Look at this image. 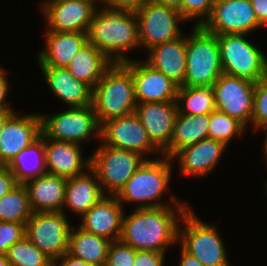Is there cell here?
<instances>
[{
	"mask_svg": "<svg viewBox=\"0 0 267 266\" xmlns=\"http://www.w3.org/2000/svg\"><path fill=\"white\" fill-rule=\"evenodd\" d=\"M8 71L0 66V110H13L11 105H8L5 100L9 91V82L6 77Z\"/></svg>",
	"mask_w": 267,
	"mask_h": 266,
	"instance_id": "42",
	"label": "cell"
},
{
	"mask_svg": "<svg viewBox=\"0 0 267 266\" xmlns=\"http://www.w3.org/2000/svg\"><path fill=\"white\" fill-rule=\"evenodd\" d=\"M209 114L177 113L169 146L162 155L171 158L180 149L208 138Z\"/></svg>",
	"mask_w": 267,
	"mask_h": 266,
	"instance_id": "27",
	"label": "cell"
},
{
	"mask_svg": "<svg viewBox=\"0 0 267 266\" xmlns=\"http://www.w3.org/2000/svg\"><path fill=\"white\" fill-rule=\"evenodd\" d=\"M7 167L12 171L16 181L21 184L46 173L44 134L41 132V135L21 150Z\"/></svg>",
	"mask_w": 267,
	"mask_h": 266,
	"instance_id": "30",
	"label": "cell"
},
{
	"mask_svg": "<svg viewBox=\"0 0 267 266\" xmlns=\"http://www.w3.org/2000/svg\"><path fill=\"white\" fill-rule=\"evenodd\" d=\"M45 30V46L37 57L39 66L66 68L88 41L87 33Z\"/></svg>",
	"mask_w": 267,
	"mask_h": 266,
	"instance_id": "24",
	"label": "cell"
},
{
	"mask_svg": "<svg viewBox=\"0 0 267 266\" xmlns=\"http://www.w3.org/2000/svg\"><path fill=\"white\" fill-rule=\"evenodd\" d=\"M44 1H61V0H44Z\"/></svg>",
	"mask_w": 267,
	"mask_h": 266,
	"instance_id": "52",
	"label": "cell"
},
{
	"mask_svg": "<svg viewBox=\"0 0 267 266\" xmlns=\"http://www.w3.org/2000/svg\"><path fill=\"white\" fill-rule=\"evenodd\" d=\"M136 250L119 240L112 241L107 252L105 266H133Z\"/></svg>",
	"mask_w": 267,
	"mask_h": 266,
	"instance_id": "37",
	"label": "cell"
},
{
	"mask_svg": "<svg viewBox=\"0 0 267 266\" xmlns=\"http://www.w3.org/2000/svg\"><path fill=\"white\" fill-rule=\"evenodd\" d=\"M0 266H10L6 254H0Z\"/></svg>",
	"mask_w": 267,
	"mask_h": 266,
	"instance_id": "49",
	"label": "cell"
},
{
	"mask_svg": "<svg viewBox=\"0 0 267 266\" xmlns=\"http://www.w3.org/2000/svg\"><path fill=\"white\" fill-rule=\"evenodd\" d=\"M153 1L157 4L169 6L175 9H179L180 5L183 2V0H153Z\"/></svg>",
	"mask_w": 267,
	"mask_h": 266,
	"instance_id": "47",
	"label": "cell"
},
{
	"mask_svg": "<svg viewBox=\"0 0 267 266\" xmlns=\"http://www.w3.org/2000/svg\"><path fill=\"white\" fill-rule=\"evenodd\" d=\"M176 104L180 114H210L215 110L213 85L178 86Z\"/></svg>",
	"mask_w": 267,
	"mask_h": 266,
	"instance_id": "31",
	"label": "cell"
},
{
	"mask_svg": "<svg viewBox=\"0 0 267 266\" xmlns=\"http://www.w3.org/2000/svg\"><path fill=\"white\" fill-rule=\"evenodd\" d=\"M10 266H53V260L26 236L14 243L6 253Z\"/></svg>",
	"mask_w": 267,
	"mask_h": 266,
	"instance_id": "33",
	"label": "cell"
},
{
	"mask_svg": "<svg viewBox=\"0 0 267 266\" xmlns=\"http://www.w3.org/2000/svg\"><path fill=\"white\" fill-rule=\"evenodd\" d=\"M202 27L209 33L250 34L262 26L258 23L250 0H224L213 5Z\"/></svg>",
	"mask_w": 267,
	"mask_h": 266,
	"instance_id": "15",
	"label": "cell"
},
{
	"mask_svg": "<svg viewBox=\"0 0 267 266\" xmlns=\"http://www.w3.org/2000/svg\"><path fill=\"white\" fill-rule=\"evenodd\" d=\"M15 110H0V134L3 131L7 120L15 113Z\"/></svg>",
	"mask_w": 267,
	"mask_h": 266,
	"instance_id": "46",
	"label": "cell"
},
{
	"mask_svg": "<svg viewBox=\"0 0 267 266\" xmlns=\"http://www.w3.org/2000/svg\"><path fill=\"white\" fill-rule=\"evenodd\" d=\"M87 40L113 63L131 60L126 52L140 47L136 13L104 7L96 10L87 31Z\"/></svg>",
	"mask_w": 267,
	"mask_h": 266,
	"instance_id": "2",
	"label": "cell"
},
{
	"mask_svg": "<svg viewBox=\"0 0 267 266\" xmlns=\"http://www.w3.org/2000/svg\"><path fill=\"white\" fill-rule=\"evenodd\" d=\"M44 148L48 173L68 179L90 168V156L84 160L79 144L49 139L44 135Z\"/></svg>",
	"mask_w": 267,
	"mask_h": 266,
	"instance_id": "21",
	"label": "cell"
},
{
	"mask_svg": "<svg viewBox=\"0 0 267 266\" xmlns=\"http://www.w3.org/2000/svg\"><path fill=\"white\" fill-rule=\"evenodd\" d=\"M258 23L267 26V0H250Z\"/></svg>",
	"mask_w": 267,
	"mask_h": 266,
	"instance_id": "43",
	"label": "cell"
},
{
	"mask_svg": "<svg viewBox=\"0 0 267 266\" xmlns=\"http://www.w3.org/2000/svg\"><path fill=\"white\" fill-rule=\"evenodd\" d=\"M173 206V207H172ZM188 204L155 208H136L122 218L119 241L136 251L165 253L167 247L178 243V229Z\"/></svg>",
	"mask_w": 267,
	"mask_h": 266,
	"instance_id": "1",
	"label": "cell"
},
{
	"mask_svg": "<svg viewBox=\"0 0 267 266\" xmlns=\"http://www.w3.org/2000/svg\"><path fill=\"white\" fill-rule=\"evenodd\" d=\"M41 135V114L14 113L0 134V165H8Z\"/></svg>",
	"mask_w": 267,
	"mask_h": 266,
	"instance_id": "17",
	"label": "cell"
},
{
	"mask_svg": "<svg viewBox=\"0 0 267 266\" xmlns=\"http://www.w3.org/2000/svg\"><path fill=\"white\" fill-rule=\"evenodd\" d=\"M180 264L178 266H204L195 256L191 255L181 247Z\"/></svg>",
	"mask_w": 267,
	"mask_h": 266,
	"instance_id": "45",
	"label": "cell"
},
{
	"mask_svg": "<svg viewBox=\"0 0 267 266\" xmlns=\"http://www.w3.org/2000/svg\"><path fill=\"white\" fill-rule=\"evenodd\" d=\"M227 145L219 140L205 138L177 151L171 160H177L182 175L202 177L218 165Z\"/></svg>",
	"mask_w": 267,
	"mask_h": 266,
	"instance_id": "19",
	"label": "cell"
},
{
	"mask_svg": "<svg viewBox=\"0 0 267 266\" xmlns=\"http://www.w3.org/2000/svg\"><path fill=\"white\" fill-rule=\"evenodd\" d=\"M140 47L147 50L182 36L180 24L186 20L178 9L160 5L153 0L144 3L136 12Z\"/></svg>",
	"mask_w": 267,
	"mask_h": 266,
	"instance_id": "10",
	"label": "cell"
},
{
	"mask_svg": "<svg viewBox=\"0 0 267 266\" xmlns=\"http://www.w3.org/2000/svg\"><path fill=\"white\" fill-rule=\"evenodd\" d=\"M19 183L7 165H0V198L11 191Z\"/></svg>",
	"mask_w": 267,
	"mask_h": 266,
	"instance_id": "41",
	"label": "cell"
},
{
	"mask_svg": "<svg viewBox=\"0 0 267 266\" xmlns=\"http://www.w3.org/2000/svg\"><path fill=\"white\" fill-rule=\"evenodd\" d=\"M264 129V133L266 131V135H265V141L264 143V149H263V159L265 158L267 160V125H265L263 128H261V130Z\"/></svg>",
	"mask_w": 267,
	"mask_h": 266,
	"instance_id": "48",
	"label": "cell"
},
{
	"mask_svg": "<svg viewBox=\"0 0 267 266\" xmlns=\"http://www.w3.org/2000/svg\"><path fill=\"white\" fill-rule=\"evenodd\" d=\"M100 141L113 148L135 151L143 155L162 152L152 143L138 115L134 112L112 118L101 124Z\"/></svg>",
	"mask_w": 267,
	"mask_h": 266,
	"instance_id": "13",
	"label": "cell"
},
{
	"mask_svg": "<svg viewBox=\"0 0 267 266\" xmlns=\"http://www.w3.org/2000/svg\"><path fill=\"white\" fill-rule=\"evenodd\" d=\"M53 266H93V265L88 264L87 262L80 260L77 257L69 255L68 253H65L60 258L53 261Z\"/></svg>",
	"mask_w": 267,
	"mask_h": 266,
	"instance_id": "44",
	"label": "cell"
},
{
	"mask_svg": "<svg viewBox=\"0 0 267 266\" xmlns=\"http://www.w3.org/2000/svg\"><path fill=\"white\" fill-rule=\"evenodd\" d=\"M187 35L158 44L148 50L145 61L178 86L184 82L187 68Z\"/></svg>",
	"mask_w": 267,
	"mask_h": 266,
	"instance_id": "22",
	"label": "cell"
},
{
	"mask_svg": "<svg viewBox=\"0 0 267 266\" xmlns=\"http://www.w3.org/2000/svg\"><path fill=\"white\" fill-rule=\"evenodd\" d=\"M132 73L137 103L176 101L178 85L145 60L123 63Z\"/></svg>",
	"mask_w": 267,
	"mask_h": 266,
	"instance_id": "16",
	"label": "cell"
},
{
	"mask_svg": "<svg viewBox=\"0 0 267 266\" xmlns=\"http://www.w3.org/2000/svg\"><path fill=\"white\" fill-rule=\"evenodd\" d=\"M193 211L190 207L181 218L178 229L180 247L195 256L204 266H230L218 229L213 224L200 220Z\"/></svg>",
	"mask_w": 267,
	"mask_h": 266,
	"instance_id": "6",
	"label": "cell"
},
{
	"mask_svg": "<svg viewBox=\"0 0 267 266\" xmlns=\"http://www.w3.org/2000/svg\"><path fill=\"white\" fill-rule=\"evenodd\" d=\"M165 253L136 251L133 266H164Z\"/></svg>",
	"mask_w": 267,
	"mask_h": 266,
	"instance_id": "39",
	"label": "cell"
},
{
	"mask_svg": "<svg viewBox=\"0 0 267 266\" xmlns=\"http://www.w3.org/2000/svg\"><path fill=\"white\" fill-rule=\"evenodd\" d=\"M73 228L69 235L67 253L93 266H105L108 248L112 241L87 232L79 226L76 231Z\"/></svg>",
	"mask_w": 267,
	"mask_h": 266,
	"instance_id": "29",
	"label": "cell"
},
{
	"mask_svg": "<svg viewBox=\"0 0 267 266\" xmlns=\"http://www.w3.org/2000/svg\"><path fill=\"white\" fill-rule=\"evenodd\" d=\"M186 55L183 86L213 85L223 73L217 36L202 26H194L191 34H187Z\"/></svg>",
	"mask_w": 267,
	"mask_h": 266,
	"instance_id": "5",
	"label": "cell"
},
{
	"mask_svg": "<svg viewBox=\"0 0 267 266\" xmlns=\"http://www.w3.org/2000/svg\"><path fill=\"white\" fill-rule=\"evenodd\" d=\"M90 160V168L97 174L103 193L116 196L146 158L135 151L109 147L101 142Z\"/></svg>",
	"mask_w": 267,
	"mask_h": 266,
	"instance_id": "7",
	"label": "cell"
},
{
	"mask_svg": "<svg viewBox=\"0 0 267 266\" xmlns=\"http://www.w3.org/2000/svg\"><path fill=\"white\" fill-rule=\"evenodd\" d=\"M248 34L216 35L223 73L258 81L267 73V58L260 47L247 40Z\"/></svg>",
	"mask_w": 267,
	"mask_h": 266,
	"instance_id": "8",
	"label": "cell"
},
{
	"mask_svg": "<svg viewBox=\"0 0 267 266\" xmlns=\"http://www.w3.org/2000/svg\"><path fill=\"white\" fill-rule=\"evenodd\" d=\"M220 1H224V0H213V4L218 3Z\"/></svg>",
	"mask_w": 267,
	"mask_h": 266,
	"instance_id": "51",
	"label": "cell"
},
{
	"mask_svg": "<svg viewBox=\"0 0 267 266\" xmlns=\"http://www.w3.org/2000/svg\"><path fill=\"white\" fill-rule=\"evenodd\" d=\"M174 162L164 155L146 159L116 195L119 202L137 203L136 208H155L184 204L173 195L169 203L161 201L164 192L169 190ZM139 204V205H138Z\"/></svg>",
	"mask_w": 267,
	"mask_h": 266,
	"instance_id": "3",
	"label": "cell"
},
{
	"mask_svg": "<svg viewBox=\"0 0 267 266\" xmlns=\"http://www.w3.org/2000/svg\"><path fill=\"white\" fill-rule=\"evenodd\" d=\"M264 190H265V193H266V196H267V180L265 181V188H264Z\"/></svg>",
	"mask_w": 267,
	"mask_h": 266,
	"instance_id": "50",
	"label": "cell"
},
{
	"mask_svg": "<svg viewBox=\"0 0 267 266\" xmlns=\"http://www.w3.org/2000/svg\"><path fill=\"white\" fill-rule=\"evenodd\" d=\"M92 105L101 125L105 121L135 112L136 98L131 71L113 63L93 88Z\"/></svg>",
	"mask_w": 267,
	"mask_h": 266,
	"instance_id": "4",
	"label": "cell"
},
{
	"mask_svg": "<svg viewBox=\"0 0 267 266\" xmlns=\"http://www.w3.org/2000/svg\"><path fill=\"white\" fill-rule=\"evenodd\" d=\"M99 0H61L40 2L47 30L87 33Z\"/></svg>",
	"mask_w": 267,
	"mask_h": 266,
	"instance_id": "14",
	"label": "cell"
},
{
	"mask_svg": "<svg viewBox=\"0 0 267 266\" xmlns=\"http://www.w3.org/2000/svg\"><path fill=\"white\" fill-rule=\"evenodd\" d=\"M209 131L208 138L219 140L228 146L232 139L240 137L245 134L246 127L236 118L214 110L209 114ZM234 137V138H233Z\"/></svg>",
	"mask_w": 267,
	"mask_h": 266,
	"instance_id": "34",
	"label": "cell"
},
{
	"mask_svg": "<svg viewBox=\"0 0 267 266\" xmlns=\"http://www.w3.org/2000/svg\"><path fill=\"white\" fill-rule=\"evenodd\" d=\"M67 218L64 212H34L25 224L26 237L53 261L68 251Z\"/></svg>",
	"mask_w": 267,
	"mask_h": 266,
	"instance_id": "11",
	"label": "cell"
},
{
	"mask_svg": "<svg viewBox=\"0 0 267 266\" xmlns=\"http://www.w3.org/2000/svg\"><path fill=\"white\" fill-rule=\"evenodd\" d=\"M29 195L24 184L19 183L0 198V221L26 224L32 216Z\"/></svg>",
	"mask_w": 267,
	"mask_h": 266,
	"instance_id": "32",
	"label": "cell"
},
{
	"mask_svg": "<svg viewBox=\"0 0 267 266\" xmlns=\"http://www.w3.org/2000/svg\"><path fill=\"white\" fill-rule=\"evenodd\" d=\"M135 113L152 143L163 152L170 144L177 111L176 101L137 103Z\"/></svg>",
	"mask_w": 267,
	"mask_h": 266,
	"instance_id": "18",
	"label": "cell"
},
{
	"mask_svg": "<svg viewBox=\"0 0 267 266\" xmlns=\"http://www.w3.org/2000/svg\"><path fill=\"white\" fill-rule=\"evenodd\" d=\"M123 207L116 196L104 195L81 216L79 227L111 241H117L121 234Z\"/></svg>",
	"mask_w": 267,
	"mask_h": 266,
	"instance_id": "20",
	"label": "cell"
},
{
	"mask_svg": "<svg viewBox=\"0 0 267 266\" xmlns=\"http://www.w3.org/2000/svg\"><path fill=\"white\" fill-rule=\"evenodd\" d=\"M104 195L97 174L89 168L85 173L67 179L62 212L68 208L81 217Z\"/></svg>",
	"mask_w": 267,
	"mask_h": 266,
	"instance_id": "26",
	"label": "cell"
},
{
	"mask_svg": "<svg viewBox=\"0 0 267 266\" xmlns=\"http://www.w3.org/2000/svg\"><path fill=\"white\" fill-rule=\"evenodd\" d=\"M112 64L111 60L87 41L66 68L74 78L93 89Z\"/></svg>",
	"mask_w": 267,
	"mask_h": 266,
	"instance_id": "28",
	"label": "cell"
},
{
	"mask_svg": "<svg viewBox=\"0 0 267 266\" xmlns=\"http://www.w3.org/2000/svg\"><path fill=\"white\" fill-rule=\"evenodd\" d=\"M25 236V224L0 221V254H6L14 243Z\"/></svg>",
	"mask_w": 267,
	"mask_h": 266,
	"instance_id": "38",
	"label": "cell"
},
{
	"mask_svg": "<svg viewBox=\"0 0 267 266\" xmlns=\"http://www.w3.org/2000/svg\"><path fill=\"white\" fill-rule=\"evenodd\" d=\"M253 124V125H252ZM267 125V73L255 82L251 126L260 131Z\"/></svg>",
	"mask_w": 267,
	"mask_h": 266,
	"instance_id": "35",
	"label": "cell"
},
{
	"mask_svg": "<svg viewBox=\"0 0 267 266\" xmlns=\"http://www.w3.org/2000/svg\"><path fill=\"white\" fill-rule=\"evenodd\" d=\"M100 129L92 104L70 107L51 116L41 114V132L49 139L83 145L93 136L100 140Z\"/></svg>",
	"mask_w": 267,
	"mask_h": 266,
	"instance_id": "9",
	"label": "cell"
},
{
	"mask_svg": "<svg viewBox=\"0 0 267 266\" xmlns=\"http://www.w3.org/2000/svg\"><path fill=\"white\" fill-rule=\"evenodd\" d=\"M255 82L222 73L213 84L215 110L236 118L245 127L251 124Z\"/></svg>",
	"mask_w": 267,
	"mask_h": 266,
	"instance_id": "12",
	"label": "cell"
},
{
	"mask_svg": "<svg viewBox=\"0 0 267 266\" xmlns=\"http://www.w3.org/2000/svg\"><path fill=\"white\" fill-rule=\"evenodd\" d=\"M147 1L149 0H101L100 4L114 11L136 12Z\"/></svg>",
	"mask_w": 267,
	"mask_h": 266,
	"instance_id": "40",
	"label": "cell"
},
{
	"mask_svg": "<svg viewBox=\"0 0 267 266\" xmlns=\"http://www.w3.org/2000/svg\"><path fill=\"white\" fill-rule=\"evenodd\" d=\"M66 182V178L48 172L27 180L24 185L32 212H62Z\"/></svg>",
	"mask_w": 267,
	"mask_h": 266,
	"instance_id": "23",
	"label": "cell"
},
{
	"mask_svg": "<svg viewBox=\"0 0 267 266\" xmlns=\"http://www.w3.org/2000/svg\"><path fill=\"white\" fill-rule=\"evenodd\" d=\"M45 81L54 96L70 107H83L92 104L93 89L83 81L74 78L67 68L39 66Z\"/></svg>",
	"mask_w": 267,
	"mask_h": 266,
	"instance_id": "25",
	"label": "cell"
},
{
	"mask_svg": "<svg viewBox=\"0 0 267 266\" xmlns=\"http://www.w3.org/2000/svg\"><path fill=\"white\" fill-rule=\"evenodd\" d=\"M213 5V0H183L178 10L186 21L196 17L198 21L194 22V26H202L209 18Z\"/></svg>",
	"mask_w": 267,
	"mask_h": 266,
	"instance_id": "36",
	"label": "cell"
}]
</instances>
